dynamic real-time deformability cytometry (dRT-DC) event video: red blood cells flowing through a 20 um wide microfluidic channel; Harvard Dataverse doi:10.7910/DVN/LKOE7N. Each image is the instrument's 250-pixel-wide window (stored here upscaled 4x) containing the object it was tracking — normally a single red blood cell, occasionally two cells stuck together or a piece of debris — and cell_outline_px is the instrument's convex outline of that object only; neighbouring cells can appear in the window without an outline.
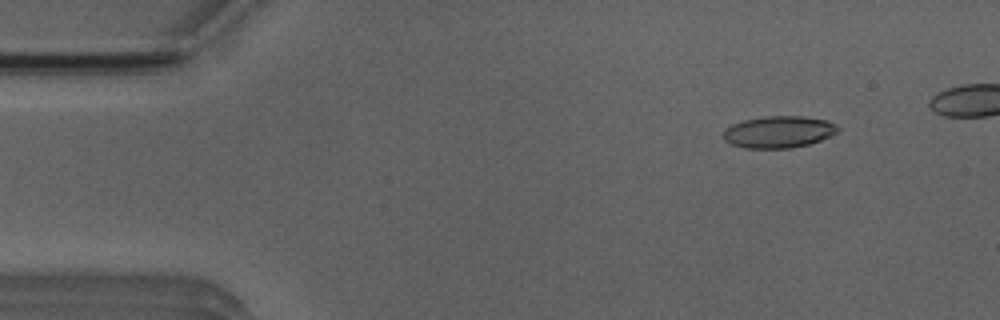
{"species": "Egyptian fruit bat (a non-hibernating species)", "species_latin": "Rousettus aegyptiacus", "temperature_condition": "room temperature", "stored_images_in_passage": 4, "camera_frame_rate_fps": 3000, "um_per_image_px": 0.085, "animal": {"sex": "male"}, "frame": {"image": 1, "passage_image": 1, "time_ms": 0.0, "image_size_px": [1000, 320], "cell_outline_px": [[840, 128], [836, 132], [820, 140], [808, 144], [788, 148], [744, 148], [732, 144], [724, 140], [724, 132], [732, 124], [744, 120], [764, 116], [804, 116], [828, 120], [836, 124]], "centroid_in_image_um": [66.2, 11.2], "position_along_channel_um": 18.8, "area_um2": 21.1}}